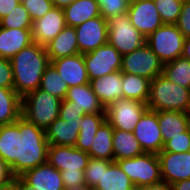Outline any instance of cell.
<instances>
[{"instance_id": "24", "label": "cell", "mask_w": 190, "mask_h": 190, "mask_svg": "<svg viewBox=\"0 0 190 190\" xmlns=\"http://www.w3.org/2000/svg\"><path fill=\"white\" fill-rule=\"evenodd\" d=\"M157 115L164 144L190 127V114L177 111H158Z\"/></svg>"}, {"instance_id": "22", "label": "cell", "mask_w": 190, "mask_h": 190, "mask_svg": "<svg viewBox=\"0 0 190 190\" xmlns=\"http://www.w3.org/2000/svg\"><path fill=\"white\" fill-rule=\"evenodd\" d=\"M49 61L79 53L75 27L66 25L64 29L45 45Z\"/></svg>"}, {"instance_id": "39", "label": "cell", "mask_w": 190, "mask_h": 190, "mask_svg": "<svg viewBox=\"0 0 190 190\" xmlns=\"http://www.w3.org/2000/svg\"><path fill=\"white\" fill-rule=\"evenodd\" d=\"M33 21L42 18L54 6L51 0H27L22 3Z\"/></svg>"}, {"instance_id": "34", "label": "cell", "mask_w": 190, "mask_h": 190, "mask_svg": "<svg viewBox=\"0 0 190 190\" xmlns=\"http://www.w3.org/2000/svg\"><path fill=\"white\" fill-rule=\"evenodd\" d=\"M39 89L64 100L69 87L66 82L62 80L55 67L50 63L44 71Z\"/></svg>"}, {"instance_id": "54", "label": "cell", "mask_w": 190, "mask_h": 190, "mask_svg": "<svg viewBox=\"0 0 190 190\" xmlns=\"http://www.w3.org/2000/svg\"><path fill=\"white\" fill-rule=\"evenodd\" d=\"M25 1H27V0H19L20 3H24Z\"/></svg>"}, {"instance_id": "6", "label": "cell", "mask_w": 190, "mask_h": 190, "mask_svg": "<svg viewBox=\"0 0 190 190\" xmlns=\"http://www.w3.org/2000/svg\"><path fill=\"white\" fill-rule=\"evenodd\" d=\"M136 189L162 181L160 161L156 153L144 152L134 158L116 161Z\"/></svg>"}, {"instance_id": "2", "label": "cell", "mask_w": 190, "mask_h": 190, "mask_svg": "<svg viewBox=\"0 0 190 190\" xmlns=\"http://www.w3.org/2000/svg\"><path fill=\"white\" fill-rule=\"evenodd\" d=\"M48 147L45 130L21 116L19 157L10 166L14 177H20L26 171L47 162Z\"/></svg>"}, {"instance_id": "53", "label": "cell", "mask_w": 190, "mask_h": 190, "mask_svg": "<svg viewBox=\"0 0 190 190\" xmlns=\"http://www.w3.org/2000/svg\"><path fill=\"white\" fill-rule=\"evenodd\" d=\"M128 3H132V2H135V1H138V0H126Z\"/></svg>"}, {"instance_id": "33", "label": "cell", "mask_w": 190, "mask_h": 190, "mask_svg": "<svg viewBox=\"0 0 190 190\" xmlns=\"http://www.w3.org/2000/svg\"><path fill=\"white\" fill-rule=\"evenodd\" d=\"M171 82L190 88V60L183 56L163 64V73Z\"/></svg>"}, {"instance_id": "12", "label": "cell", "mask_w": 190, "mask_h": 190, "mask_svg": "<svg viewBox=\"0 0 190 190\" xmlns=\"http://www.w3.org/2000/svg\"><path fill=\"white\" fill-rule=\"evenodd\" d=\"M133 134L144 152L158 154L164 148L157 111L147 110L136 124Z\"/></svg>"}, {"instance_id": "21", "label": "cell", "mask_w": 190, "mask_h": 190, "mask_svg": "<svg viewBox=\"0 0 190 190\" xmlns=\"http://www.w3.org/2000/svg\"><path fill=\"white\" fill-rule=\"evenodd\" d=\"M78 134L79 121H64L59 117L45 129V136L49 145L75 147Z\"/></svg>"}, {"instance_id": "5", "label": "cell", "mask_w": 190, "mask_h": 190, "mask_svg": "<svg viewBox=\"0 0 190 190\" xmlns=\"http://www.w3.org/2000/svg\"><path fill=\"white\" fill-rule=\"evenodd\" d=\"M61 101L38 88L22 98L21 116L45 130L59 117Z\"/></svg>"}, {"instance_id": "47", "label": "cell", "mask_w": 190, "mask_h": 190, "mask_svg": "<svg viewBox=\"0 0 190 190\" xmlns=\"http://www.w3.org/2000/svg\"><path fill=\"white\" fill-rule=\"evenodd\" d=\"M0 190H20V177H14L0 186Z\"/></svg>"}, {"instance_id": "30", "label": "cell", "mask_w": 190, "mask_h": 190, "mask_svg": "<svg viewBox=\"0 0 190 190\" xmlns=\"http://www.w3.org/2000/svg\"><path fill=\"white\" fill-rule=\"evenodd\" d=\"M113 133L114 128L106 120L96 132V135L91 143V147L87 152L89 156L93 158L114 161L112 144Z\"/></svg>"}, {"instance_id": "3", "label": "cell", "mask_w": 190, "mask_h": 190, "mask_svg": "<svg viewBox=\"0 0 190 190\" xmlns=\"http://www.w3.org/2000/svg\"><path fill=\"white\" fill-rule=\"evenodd\" d=\"M90 159L88 153L76 147L49 145L47 162L60 171L65 188L86 186L84 170Z\"/></svg>"}, {"instance_id": "14", "label": "cell", "mask_w": 190, "mask_h": 190, "mask_svg": "<svg viewBox=\"0 0 190 190\" xmlns=\"http://www.w3.org/2000/svg\"><path fill=\"white\" fill-rule=\"evenodd\" d=\"M127 13L133 26L146 38L164 24L154 0H138L129 3Z\"/></svg>"}, {"instance_id": "8", "label": "cell", "mask_w": 190, "mask_h": 190, "mask_svg": "<svg viewBox=\"0 0 190 190\" xmlns=\"http://www.w3.org/2000/svg\"><path fill=\"white\" fill-rule=\"evenodd\" d=\"M185 37L175 24H163L146 38V44L165 64L182 55Z\"/></svg>"}, {"instance_id": "46", "label": "cell", "mask_w": 190, "mask_h": 190, "mask_svg": "<svg viewBox=\"0 0 190 190\" xmlns=\"http://www.w3.org/2000/svg\"><path fill=\"white\" fill-rule=\"evenodd\" d=\"M136 190H171V185L167 184L165 181H161L155 184L143 186Z\"/></svg>"}, {"instance_id": "27", "label": "cell", "mask_w": 190, "mask_h": 190, "mask_svg": "<svg viewBox=\"0 0 190 190\" xmlns=\"http://www.w3.org/2000/svg\"><path fill=\"white\" fill-rule=\"evenodd\" d=\"M112 144L115 162L120 159L134 158L144 153L133 132L114 129Z\"/></svg>"}, {"instance_id": "52", "label": "cell", "mask_w": 190, "mask_h": 190, "mask_svg": "<svg viewBox=\"0 0 190 190\" xmlns=\"http://www.w3.org/2000/svg\"><path fill=\"white\" fill-rule=\"evenodd\" d=\"M64 190H92V189L88 186H80V187L65 188Z\"/></svg>"}, {"instance_id": "13", "label": "cell", "mask_w": 190, "mask_h": 190, "mask_svg": "<svg viewBox=\"0 0 190 190\" xmlns=\"http://www.w3.org/2000/svg\"><path fill=\"white\" fill-rule=\"evenodd\" d=\"M79 53L84 54L107 43L108 21L101 15L75 27Z\"/></svg>"}, {"instance_id": "48", "label": "cell", "mask_w": 190, "mask_h": 190, "mask_svg": "<svg viewBox=\"0 0 190 190\" xmlns=\"http://www.w3.org/2000/svg\"><path fill=\"white\" fill-rule=\"evenodd\" d=\"M171 190H190V179L177 181L171 184Z\"/></svg>"}, {"instance_id": "1", "label": "cell", "mask_w": 190, "mask_h": 190, "mask_svg": "<svg viewBox=\"0 0 190 190\" xmlns=\"http://www.w3.org/2000/svg\"><path fill=\"white\" fill-rule=\"evenodd\" d=\"M14 90L23 98L39 88L46 67L50 64L45 46L31 43L10 59Z\"/></svg>"}, {"instance_id": "15", "label": "cell", "mask_w": 190, "mask_h": 190, "mask_svg": "<svg viewBox=\"0 0 190 190\" xmlns=\"http://www.w3.org/2000/svg\"><path fill=\"white\" fill-rule=\"evenodd\" d=\"M157 155L162 181L171 185L177 181L190 179V151L174 153L162 150Z\"/></svg>"}, {"instance_id": "23", "label": "cell", "mask_w": 190, "mask_h": 190, "mask_svg": "<svg viewBox=\"0 0 190 190\" xmlns=\"http://www.w3.org/2000/svg\"><path fill=\"white\" fill-rule=\"evenodd\" d=\"M20 118L11 124L0 125V157L11 166L19 157Z\"/></svg>"}, {"instance_id": "7", "label": "cell", "mask_w": 190, "mask_h": 190, "mask_svg": "<svg viewBox=\"0 0 190 190\" xmlns=\"http://www.w3.org/2000/svg\"><path fill=\"white\" fill-rule=\"evenodd\" d=\"M107 21V42L121 55L131 53L146 43V37L133 26L128 13L117 14Z\"/></svg>"}, {"instance_id": "35", "label": "cell", "mask_w": 190, "mask_h": 190, "mask_svg": "<svg viewBox=\"0 0 190 190\" xmlns=\"http://www.w3.org/2000/svg\"><path fill=\"white\" fill-rule=\"evenodd\" d=\"M0 27L7 29H32V20L27 9L19 3L8 15L0 19Z\"/></svg>"}, {"instance_id": "20", "label": "cell", "mask_w": 190, "mask_h": 190, "mask_svg": "<svg viewBox=\"0 0 190 190\" xmlns=\"http://www.w3.org/2000/svg\"><path fill=\"white\" fill-rule=\"evenodd\" d=\"M33 43L31 29L0 27V57L11 59Z\"/></svg>"}, {"instance_id": "26", "label": "cell", "mask_w": 190, "mask_h": 190, "mask_svg": "<svg viewBox=\"0 0 190 190\" xmlns=\"http://www.w3.org/2000/svg\"><path fill=\"white\" fill-rule=\"evenodd\" d=\"M66 25L76 27L85 21L100 16L99 4L95 0H74L63 8Z\"/></svg>"}, {"instance_id": "18", "label": "cell", "mask_w": 190, "mask_h": 190, "mask_svg": "<svg viewBox=\"0 0 190 190\" xmlns=\"http://www.w3.org/2000/svg\"><path fill=\"white\" fill-rule=\"evenodd\" d=\"M28 185L37 190H64V184L59 170L48 162L26 171L20 176Z\"/></svg>"}, {"instance_id": "32", "label": "cell", "mask_w": 190, "mask_h": 190, "mask_svg": "<svg viewBox=\"0 0 190 190\" xmlns=\"http://www.w3.org/2000/svg\"><path fill=\"white\" fill-rule=\"evenodd\" d=\"M150 82L151 80L142 76L122 73L123 98L134 99L147 104Z\"/></svg>"}, {"instance_id": "17", "label": "cell", "mask_w": 190, "mask_h": 190, "mask_svg": "<svg viewBox=\"0 0 190 190\" xmlns=\"http://www.w3.org/2000/svg\"><path fill=\"white\" fill-rule=\"evenodd\" d=\"M50 63L55 67L68 87L88 84L90 82L83 54L78 53L72 56L58 58Z\"/></svg>"}, {"instance_id": "4", "label": "cell", "mask_w": 190, "mask_h": 190, "mask_svg": "<svg viewBox=\"0 0 190 190\" xmlns=\"http://www.w3.org/2000/svg\"><path fill=\"white\" fill-rule=\"evenodd\" d=\"M146 105L148 110L152 111H177L190 114V91L160 74L150 82Z\"/></svg>"}, {"instance_id": "11", "label": "cell", "mask_w": 190, "mask_h": 190, "mask_svg": "<svg viewBox=\"0 0 190 190\" xmlns=\"http://www.w3.org/2000/svg\"><path fill=\"white\" fill-rule=\"evenodd\" d=\"M83 57L89 81L121 70L122 55L108 42Z\"/></svg>"}, {"instance_id": "28", "label": "cell", "mask_w": 190, "mask_h": 190, "mask_svg": "<svg viewBox=\"0 0 190 190\" xmlns=\"http://www.w3.org/2000/svg\"><path fill=\"white\" fill-rule=\"evenodd\" d=\"M106 121V113H88L79 121V134L75 147L88 152L99 127Z\"/></svg>"}, {"instance_id": "45", "label": "cell", "mask_w": 190, "mask_h": 190, "mask_svg": "<svg viewBox=\"0 0 190 190\" xmlns=\"http://www.w3.org/2000/svg\"><path fill=\"white\" fill-rule=\"evenodd\" d=\"M19 3V0H0V19L8 15Z\"/></svg>"}, {"instance_id": "9", "label": "cell", "mask_w": 190, "mask_h": 190, "mask_svg": "<svg viewBox=\"0 0 190 190\" xmlns=\"http://www.w3.org/2000/svg\"><path fill=\"white\" fill-rule=\"evenodd\" d=\"M148 110L146 103L121 98L106 109V120L114 129L133 132L141 116Z\"/></svg>"}, {"instance_id": "42", "label": "cell", "mask_w": 190, "mask_h": 190, "mask_svg": "<svg viewBox=\"0 0 190 190\" xmlns=\"http://www.w3.org/2000/svg\"><path fill=\"white\" fill-rule=\"evenodd\" d=\"M0 87L14 89L13 70L10 59L0 57Z\"/></svg>"}, {"instance_id": "29", "label": "cell", "mask_w": 190, "mask_h": 190, "mask_svg": "<svg viewBox=\"0 0 190 190\" xmlns=\"http://www.w3.org/2000/svg\"><path fill=\"white\" fill-rule=\"evenodd\" d=\"M93 190H136L129 177L113 161L109 167H103V174Z\"/></svg>"}, {"instance_id": "31", "label": "cell", "mask_w": 190, "mask_h": 190, "mask_svg": "<svg viewBox=\"0 0 190 190\" xmlns=\"http://www.w3.org/2000/svg\"><path fill=\"white\" fill-rule=\"evenodd\" d=\"M22 98L14 89L0 87V125L11 124L21 117Z\"/></svg>"}, {"instance_id": "44", "label": "cell", "mask_w": 190, "mask_h": 190, "mask_svg": "<svg viewBox=\"0 0 190 190\" xmlns=\"http://www.w3.org/2000/svg\"><path fill=\"white\" fill-rule=\"evenodd\" d=\"M14 178L10 166L0 157V186Z\"/></svg>"}, {"instance_id": "41", "label": "cell", "mask_w": 190, "mask_h": 190, "mask_svg": "<svg viewBox=\"0 0 190 190\" xmlns=\"http://www.w3.org/2000/svg\"><path fill=\"white\" fill-rule=\"evenodd\" d=\"M86 113L74 106L73 101L62 100L59 111V118L64 121H80Z\"/></svg>"}, {"instance_id": "43", "label": "cell", "mask_w": 190, "mask_h": 190, "mask_svg": "<svg viewBox=\"0 0 190 190\" xmlns=\"http://www.w3.org/2000/svg\"><path fill=\"white\" fill-rule=\"evenodd\" d=\"M175 25L185 38L190 37V0H183L181 13Z\"/></svg>"}, {"instance_id": "38", "label": "cell", "mask_w": 190, "mask_h": 190, "mask_svg": "<svg viewBox=\"0 0 190 190\" xmlns=\"http://www.w3.org/2000/svg\"><path fill=\"white\" fill-rule=\"evenodd\" d=\"M100 15L106 20L120 13H127L129 3L126 0H97Z\"/></svg>"}, {"instance_id": "50", "label": "cell", "mask_w": 190, "mask_h": 190, "mask_svg": "<svg viewBox=\"0 0 190 190\" xmlns=\"http://www.w3.org/2000/svg\"><path fill=\"white\" fill-rule=\"evenodd\" d=\"M54 7L64 8L70 5L74 0H51Z\"/></svg>"}, {"instance_id": "25", "label": "cell", "mask_w": 190, "mask_h": 190, "mask_svg": "<svg viewBox=\"0 0 190 190\" xmlns=\"http://www.w3.org/2000/svg\"><path fill=\"white\" fill-rule=\"evenodd\" d=\"M64 100L73 101L74 106L88 113H106L97 96L92 91L90 83L69 87Z\"/></svg>"}, {"instance_id": "49", "label": "cell", "mask_w": 190, "mask_h": 190, "mask_svg": "<svg viewBox=\"0 0 190 190\" xmlns=\"http://www.w3.org/2000/svg\"><path fill=\"white\" fill-rule=\"evenodd\" d=\"M181 56L190 60V37H187L184 40V46Z\"/></svg>"}, {"instance_id": "16", "label": "cell", "mask_w": 190, "mask_h": 190, "mask_svg": "<svg viewBox=\"0 0 190 190\" xmlns=\"http://www.w3.org/2000/svg\"><path fill=\"white\" fill-rule=\"evenodd\" d=\"M66 26L63 8L53 7L42 18L32 22V40L45 46Z\"/></svg>"}, {"instance_id": "10", "label": "cell", "mask_w": 190, "mask_h": 190, "mask_svg": "<svg viewBox=\"0 0 190 190\" xmlns=\"http://www.w3.org/2000/svg\"><path fill=\"white\" fill-rule=\"evenodd\" d=\"M120 71L152 80L163 73V63L145 43L133 52L122 55Z\"/></svg>"}, {"instance_id": "19", "label": "cell", "mask_w": 190, "mask_h": 190, "mask_svg": "<svg viewBox=\"0 0 190 190\" xmlns=\"http://www.w3.org/2000/svg\"><path fill=\"white\" fill-rule=\"evenodd\" d=\"M89 83L92 91L105 109L114 101L123 98L121 71L90 80Z\"/></svg>"}, {"instance_id": "51", "label": "cell", "mask_w": 190, "mask_h": 190, "mask_svg": "<svg viewBox=\"0 0 190 190\" xmlns=\"http://www.w3.org/2000/svg\"><path fill=\"white\" fill-rule=\"evenodd\" d=\"M20 190H37L32 186L28 185L21 177H20Z\"/></svg>"}, {"instance_id": "40", "label": "cell", "mask_w": 190, "mask_h": 190, "mask_svg": "<svg viewBox=\"0 0 190 190\" xmlns=\"http://www.w3.org/2000/svg\"><path fill=\"white\" fill-rule=\"evenodd\" d=\"M164 151L166 152H188L190 151V127L179 136L172 137L164 144Z\"/></svg>"}, {"instance_id": "37", "label": "cell", "mask_w": 190, "mask_h": 190, "mask_svg": "<svg viewBox=\"0 0 190 190\" xmlns=\"http://www.w3.org/2000/svg\"><path fill=\"white\" fill-rule=\"evenodd\" d=\"M113 161L90 157L84 170V180L86 186L92 190L97 186L103 174V167H109Z\"/></svg>"}, {"instance_id": "36", "label": "cell", "mask_w": 190, "mask_h": 190, "mask_svg": "<svg viewBox=\"0 0 190 190\" xmlns=\"http://www.w3.org/2000/svg\"><path fill=\"white\" fill-rule=\"evenodd\" d=\"M154 3L164 24H175L177 22L183 0H154Z\"/></svg>"}]
</instances>
